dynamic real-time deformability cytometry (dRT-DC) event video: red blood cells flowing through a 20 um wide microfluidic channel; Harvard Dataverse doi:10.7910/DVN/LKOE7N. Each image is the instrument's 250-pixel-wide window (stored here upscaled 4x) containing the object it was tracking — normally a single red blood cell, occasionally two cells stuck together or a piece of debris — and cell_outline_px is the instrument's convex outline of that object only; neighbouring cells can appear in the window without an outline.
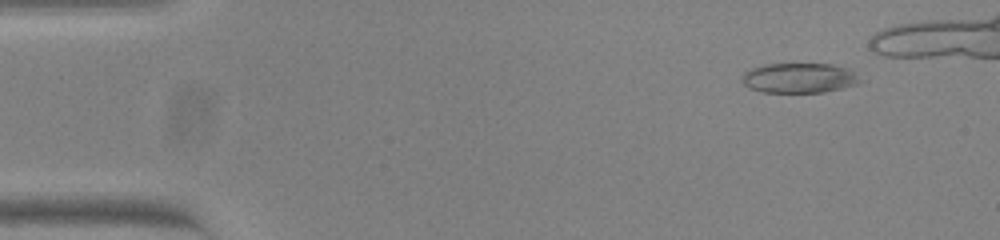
{"species": "common noctule bat (a hibernating species)", "species_latin": "Nyctalus noctula", "temperature_condition": "warm", "stored_images_in_passage": 44, "camera_frame_rate_fps": 3000, "um_per_image_px": 0.085, "animal": {"sex": "female", "body_mass_g": 23.0, "forearm_length_mm": 53.4}, "frame": {"image": 1, "passage_image": 5, "time_ms": 1.333, "image_size_px": [1000, 240], "cell_outline_px": [[860, 80], [856, 84], [824, 92], [764, 92], [748, 88], [744, 84], [744, 72], [752, 68], [764, 64], [832, 64], [848, 68]], "centroid_in_image_um": [67.9, 6.62], "position_along_channel_um": 17.1, "area_um2": 20.23}}
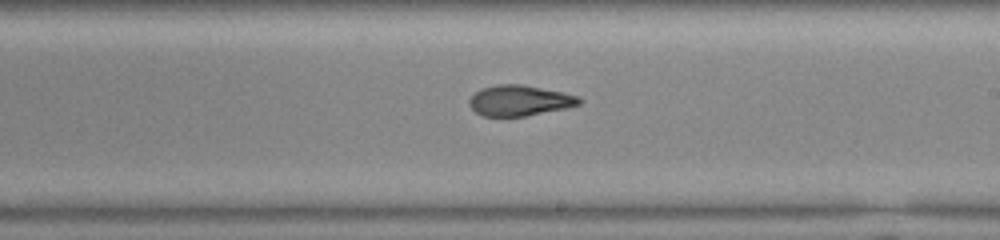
{"frame": {"image": 2, "passage_image": 31, "time_ms": 10.0, "image_size_px": [1000, 240], "cell_outline_px": [[584, 100], [580, 104], [564, 108], [524, 116], [484, 116], [476, 112], [468, 104], [468, 100], [480, 88], [496, 84], [524, 84], [560, 92], [576, 96]], "centroid_in_image_um": [44.12, 8.53], "position_along_channel_um": 244.9, "area_um2": 19.42}}
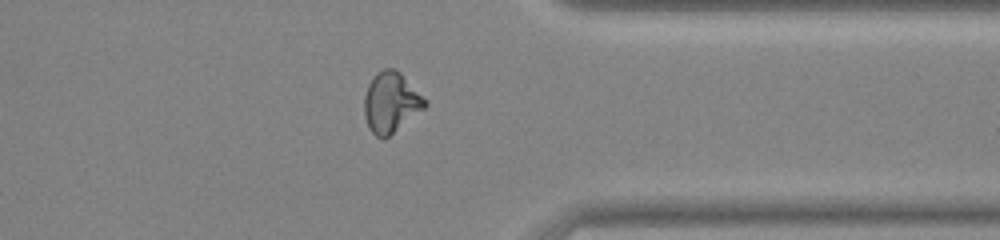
{"frame": {"image": 3, "passage_image": 42, "time_ms": 13.667, "image_size_px": [1000, 240], "cell_outline_px": [[428, 104], [424, 108], [388, 136], [376, 136], [368, 128], [364, 116], [364, 96], [368, 84], [376, 72], [384, 68], [396, 68], [428, 100]], "centroid_in_image_um": [33.22, 8.66], "position_along_channel_um": 378.2, "area_um2": 21.27}}